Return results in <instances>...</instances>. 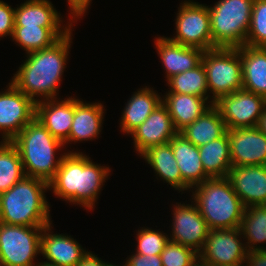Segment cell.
I'll use <instances>...</instances> for the list:
<instances>
[{
	"mask_svg": "<svg viewBox=\"0 0 266 266\" xmlns=\"http://www.w3.org/2000/svg\"><path fill=\"white\" fill-rule=\"evenodd\" d=\"M25 177L17 148L7 141L0 142V194Z\"/></svg>",
	"mask_w": 266,
	"mask_h": 266,
	"instance_id": "obj_31",
	"label": "cell"
},
{
	"mask_svg": "<svg viewBox=\"0 0 266 266\" xmlns=\"http://www.w3.org/2000/svg\"><path fill=\"white\" fill-rule=\"evenodd\" d=\"M50 227L51 224L43 227L41 234L40 251L47 259L45 262L58 266H76L87 251L68 235L52 234V232L49 234Z\"/></svg>",
	"mask_w": 266,
	"mask_h": 266,
	"instance_id": "obj_19",
	"label": "cell"
},
{
	"mask_svg": "<svg viewBox=\"0 0 266 266\" xmlns=\"http://www.w3.org/2000/svg\"><path fill=\"white\" fill-rule=\"evenodd\" d=\"M183 179V191L194 188L208 178L200 159L198 147L178 132L169 141Z\"/></svg>",
	"mask_w": 266,
	"mask_h": 266,
	"instance_id": "obj_18",
	"label": "cell"
},
{
	"mask_svg": "<svg viewBox=\"0 0 266 266\" xmlns=\"http://www.w3.org/2000/svg\"><path fill=\"white\" fill-rule=\"evenodd\" d=\"M49 183L25 176L0 194V222L17 226H48L49 204L44 192Z\"/></svg>",
	"mask_w": 266,
	"mask_h": 266,
	"instance_id": "obj_3",
	"label": "cell"
},
{
	"mask_svg": "<svg viewBox=\"0 0 266 266\" xmlns=\"http://www.w3.org/2000/svg\"><path fill=\"white\" fill-rule=\"evenodd\" d=\"M137 251L142 255H160L170 238L165 233L152 229L143 228L137 233Z\"/></svg>",
	"mask_w": 266,
	"mask_h": 266,
	"instance_id": "obj_35",
	"label": "cell"
},
{
	"mask_svg": "<svg viewBox=\"0 0 266 266\" xmlns=\"http://www.w3.org/2000/svg\"><path fill=\"white\" fill-rule=\"evenodd\" d=\"M176 17L177 35L171 41L203 51L213 49L208 6L184 1Z\"/></svg>",
	"mask_w": 266,
	"mask_h": 266,
	"instance_id": "obj_9",
	"label": "cell"
},
{
	"mask_svg": "<svg viewBox=\"0 0 266 266\" xmlns=\"http://www.w3.org/2000/svg\"><path fill=\"white\" fill-rule=\"evenodd\" d=\"M240 230L243 237L247 238L248 242L245 243L248 251L266 249L256 244L266 242V207L263 205L245 207Z\"/></svg>",
	"mask_w": 266,
	"mask_h": 266,
	"instance_id": "obj_30",
	"label": "cell"
},
{
	"mask_svg": "<svg viewBox=\"0 0 266 266\" xmlns=\"http://www.w3.org/2000/svg\"><path fill=\"white\" fill-rule=\"evenodd\" d=\"M228 266V265H227ZM229 266H244V265H229Z\"/></svg>",
	"mask_w": 266,
	"mask_h": 266,
	"instance_id": "obj_45",
	"label": "cell"
},
{
	"mask_svg": "<svg viewBox=\"0 0 266 266\" xmlns=\"http://www.w3.org/2000/svg\"><path fill=\"white\" fill-rule=\"evenodd\" d=\"M177 133L167 107L161 103L131 135L140 155L149 147L169 143Z\"/></svg>",
	"mask_w": 266,
	"mask_h": 266,
	"instance_id": "obj_15",
	"label": "cell"
},
{
	"mask_svg": "<svg viewBox=\"0 0 266 266\" xmlns=\"http://www.w3.org/2000/svg\"><path fill=\"white\" fill-rule=\"evenodd\" d=\"M126 266H163L160 255H142L134 253L126 261Z\"/></svg>",
	"mask_w": 266,
	"mask_h": 266,
	"instance_id": "obj_37",
	"label": "cell"
},
{
	"mask_svg": "<svg viewBox=\"0 0 266 266\" xmlns=\"http://www.w3.org/2000/svg\"><path fill=\"white\" fill-rule=\"evenodd\" d=\"M43 227L0 222V266H36L34 258L41 253Z\"/></svg>",
	"mask_w": 266,
	"mask_h": 266,
	"instance_id": "obj_8",
	"label": "cell"
},
{
	"mask_svg": "<svg viewBox=\"0 0 266 266\" xmlns=\"http://www.w3.org/2000/svg\"><path fill=\"white\" fill-rule=\"evenodd\" d=\"M157 53L166 70L167 80L174 75L191 70L201 63L204 51L175 43L167 37H157Z\"/></svg>",
	"mask_w": 266,
	"mask_h": 266,
	"instance_id": "obj_20",
	"label": "cell"
},
{
	"mask_svg": "<svg viewBox=\"0 0 266 266\" xmlns=\"http://www.w3.org/2000/svg\"><path fill=\"white\" fill-rule=\"evenodd\" d=\"M194 188L192 199L210 230L240 228L245 206L227 177L208 178Z\"/></svg>",
	"mask_w": 266,
	"mask_h": 266,
	"instance_id": "obj_5",
	"label": "cell"
},
{
	"mask_svg": "<svg viewBox=\"0 0 266 266\" xmlns=\"http://www.w3.org/2000/svg\"><path fill=\"white\" fill-rule=\"evenodd\" d=\"M167 81L170 87L168 92L195 95L206 100L209 98L206 72L202 62L191 70L172 76Z\"/></svg>",
	"mask_w": 266,
	"mask_h": 266,
	"instance_id": "obj_32",
	"label": "cell"
},
{
	"mask_svg": "<svg viewBox=\"0 0 266 266\" xmlns=\"http://www.w3.org/2000/svg\"><path fill=\"white\" fill-rule=\"evenodd\" d=\"M226 132L227 127L225 122L214 105L206 110L192 124L180 131L182 135L197 147L222 137Z\"/></svg>",
	"mask_w": 266,
	"mask_h": 266,
	"instance_id": "obj_25",
	"label": "cell"
},
{
	"mask_svg": "<svg viewBox=\"0 0 266 266\" xmlns=\"http://www.w3.org/2000/svg\"><path fill=\"white\" fill-rule=\"evenodd\" d=\"M15 8L0 0V37H12L14 29Z\"/></svg>",
	"mask_w": 266,
	"mask_h": 266,
	"instance_id": "obj_36",
	"label": "cell"
},
{
	"mask_svg": "<svg viewBox=\"0 0 266 266\" xmlns=\"http://www.w3.org/2000/svg\"><path fill=\"white\" fill-rule=\"evenodd\" d=\"M160 256L163 266H192L199 258L198 253L192 248L171 240Z\"/></svg>",
	"mask_w": 266,
	"mask_h": 266,
	"instance_id": "obj_34",
	"label": "cell"
},
{
	"mask_svg": "<svg viewBox=\"0 0 266 266\" xmlns=\"http://www.w3.org/2000/svg\"><path fill=\"white\" fill-rule=\"evenodd\" d=\"M227 178L245 207L264 205L266 165L232 167Z\"/></svg>",
	"mask_w": 266,
	"mask_h": 266,
	"instance_id": "obj_16",
	"label": "cell"
},
{
	"mask_svg": "<svg viewBox=\"0 0 266 266\" xmlns=\"http://www.w3.org/2000/svg\"><path fill=\"white\" fill-rule=\"evenodd\" d=\"M208 91L213 94L211 105L220 97L243 89L242 61L237 48L216 47L204 51L201 60Z\"/></svg>",
	"mask_w": 266,
	"mask_h": 266,
	"instance_id": "obj_7",
	"label": "cell"
},
{
	"mask_svg": "<svg viewBox=\"0 0 266 266\" xmlns=\"http://www.w3.org/2000/svg\"><path fill=\"white\" fill-rule=\"evenodd\" d=\"M162 103L167 107L173 124L178 132L192 124L212 105L207 100L195 95L168 92Z\"/></svg>",
	"mask_w": 266,
	"mask_h": 266,
	"instance_id": "obj_23",
	"label": "cell"
},
{
	"mask_svg": "<svg viewBox=\"0 0 266 266\" xmlns=\"http://www.w3.org/2000/svg\"><path fill=\"white\" fill-rule=\"evenodd\" d=\"M172 235L170 240L192 248L199 253L210 231L197 205L177 204L173 209Z\"/></svg>",
	"mask_w": 266,
	"mask_h": 266,
	"instance_id": "obj_13",
	"label": "cell"
},
{
	"mask_svg": "<svg viewBox=\"0 0 266 266\" xmlns=\"http://www.w3.org/2000/svg\"><path fill=\"white\" fill-rule=\"evenodd\" d=\"M109 172V167L93 163L82 152L71 151L63 154L49 189L60 199L92 209Z\"/></svg>",
	"mask_w": 266,
	"mask_h": 266,
	"instance_id": "obj_2",
	"label": "cell"
},
{
	"mask_svg": "<svg viewBox=\"0 0 266 266\" xmlns=\"http://www.w3.org/2000/svg\"><path fill=\"white\" fill-rule=\"evenodd\" d=\"M35 115L36 102L12 83H9L5 92H0V130L3 131V141L10 142Z\"/></svg>",
	"mask_w": 266,
	"mask_h": 266,
	"instance_id": "obj_12",
	"label": "cell"
},
{
	"mask_svg": "<svg viewBox=\"0 0 266 266\" xmlns=\"http://www.w3.org/2000/svg\"><path fill=\"white\" fill-rule=\"evenodd\" d=\"M74 117V98L40 100L36 102L35 118L58 140L69 138Z\"/></svg>",
	"mask_w": 266,
	"mask_h": 266,
	"instance_id": "obj_17",
	"label": "cell"
},
{
	"mask_svg": "<svg viewBox=\"0 0 266 266\" xmlns=\"http://www.w3.org/2000/svg\"><path fill=\"white\" fill-rule=\"evenodd\" d=\"M71 31L52 46L28 53L27 59L13 76L11 83L33 101H40L39 96L44 100L57 99L56 92L72 43ZM36 96L38 99L34 98Z\"/></svg>",
	"mask_w": 266,
	"mask_h": 266,
	"instance_id": "obj_1",
	"label": "cell"
},
{
	"mask_svg": "<svg viewBox=\"0 0 266 266\" xmlns=\"http://www.w3.org/2000/svg\"><path fill=\"white\" fill-rule=\"evenodd\" d=\"M68 25L65 28L64 26H14L12 40L24 48L28 54L52 46L71 30L72 22Z\"/></svg>",
	"mask_w": 266,
	"mask_h": 266,
	"instance_id": "obj_26",
	"label": "cell"
},
{
	"mask_svg": "<svg viewBox=\"0 0 266 266\" xmlns=\"http://www.w3.org/2000/svg\"><path fill=\"white\" fill-rule=\"evenodd\" d=\"M241 235L240 228L210 230L199 259L211 266L243 265L248 250Z\"/></svg>",
	"mask_w": 266,
	"mask_h": 266,
	"instance_id": "obj_11",
	"label": "cell"
},
{
	"mask_svg": "<svg viewBox=\"0 0 266 266\" xmlns=\"http://www.w3.org/2000/svg\"><path fill=\"white\" fill-rule=\"evenodd\" d=\"M76 266H108V263L101 261L95 254L87 252Z\"/></svg>",
	"mask_w": 266,
	"mask_h": 266,
	"instance_id": "obj_40",
	"label": "cell"
},
{
	"mask_svg": "<svg viewBox=\"0 0 266 266\" xmlns=\"http://www.w3.org/2000/svg\"><path fill=\"white\" fill-rule=\"evenodd\" d=\"M71 10L72 22L74 18H81L88 9L91 0H67ZM75 16V17H74Z\"/></svg>",
	"mask_w": 266,
	"mask_h": 266,
	"instance_id": "obj_39",
	"label": "cell"
},
{
	"mask_svg": "<svg viewBox=\"0 0 266 266\" xmlns=\"http://www.w3.org/2000/svg\"><path fill=\"white\" fill-rule=\"evenodd\" d=\"M61 15L49 0H28L15 8V26L61 27Z\"/></svg>",
	"mask_w": 266,
	"mask_h": 266,
	"instance_id": "obj_28",
	"label": "cell"
},
{
	"mask_svg": "<svg viewBox=\"0 0 266 266\" xmlns=\"http://www.w3.org/2000/svg\"><path fill=\"white\" fill-rule=\"evenodd\" d=\"M254 0H219L208 6L213 48L246 45Z\"/></svg>",
	"mask_w": 266,
	"mask_h": 266,
	"instance_id": "obj_6",
	"label": "cell"
},
{
	"mask_svg": "<svg viewBox=\"0 0 266 266\" xmlns=\"http://www.w3.org/2000/svg\"><path fill=\"white\" fill-rule=\"evenodd\" d=\"M256 127L266 136V107L259 117Z\"/></svg>",
	"mask_w": 266,
	"mask_h": 266,
	"instance_id": "obj_41",
	"label": "cell"
},
{
	"mask_svg": "<svg viewBox=\"0 0 266 266\" xmlns=\"http://www.w3.org/2000/svg\"><path fill=\"white\" fill-rule=\"evenodd\" d=\"M192 266H211L208 263H205L203 261H201L199 258L197 259V261L192 265Z\"/></svg>",
	"mask_w": 266,
	"mask_h": 266,
	"instance_id": "obj_42",
	"label": "cell"
},
{
	"mask_svg": "<svg viewBox=\"0 0 266 266\" xmlns=\"http://www.w3.org/2000/svg\"><path fill=\"white\" fill-rule=\"evenodd\" d=\"M103 113L104 106L101 103H84L74 97V117L69 138L63 144L70 141H87L98 137L102 130Z\"/></svg>",
	"mask_w": 266,
	"mask_h": 266,
	"instance_id": "obj_21",
	"label": "cell"
},
{
	"mask_svg": "<svg viewBox=\"0 0 266 266\" xmlns=\"http://www.w3.org/2000/svg\"><path fill=\"white\" fill-rule=\"evenodd\" d=\"M214 106L227 129L256 127L266 107V98L245 89L220 97Z\"/></svg>",
	"mask_w": 266,
	"mask_h": 266,
	"instance_id": "obj_10",
	"label": "cell"
},
{
	"mask_svg": "<svg viewBox=\"0 0 266 266\" xmlns=\"http://www.w3.org/2000/svg\"><path fill=\"white\" fill-rule=\"evenodd\" d=\"M18 150L25 176L50 182L59 168L62 156L56 150L64 144L34 118L11 141Z\"/></svg>",
	"mask_w": 266,
	"mask_h": 266,
	"instance_id": "obj_4",
	"label": "cell"
},
{
	"mask_svg": "<svg viewBox=\"0 0 266 266\" xmlns=\"http://www.w3.org/2000/svg\"><path fill=\"white\" fill-rule=\"evenodd\" d=\"M246 45L266 47V0H254Z\"/></svg>",
	"mask_w": 266,
	"mask_h": 266,
	"instance_id": "obj_33",
	"label": "cell"
},
{
	"mask_svg": "<svg viewBox=\"0 0 266 266\" xmlns=\"http://www.w3.org/2000/svg\"><path fill=\"white\" fill-rule=\"evenodd\" d=\"M246 266H266V249H257L247 252Z\"/></svg>",
	"mask_w": 266,
	"mask_h": 266,
	"instance_id": "obj_38",
	"label": "cell"
},
{
	"mask_svg": "<svg viewBox=\"0 0 266 266\" xmlns=\"http://www.w3.org/2000/svg\"><path fill=\"white\" fill-rule=\"evenodd\" d=\"M242 61L243 89L266 98V47L237 48Z\"/></svg>",
	"mask_w": 266,
	"mask_h": 266,
	"instance_id": "obj_22",
	"label": "cell"
},
{
	"mask_svg": "<svg viewBox=\"0 0 266 266\" xmlns=\"http://www.w3.org/2000/svg\"><path fill=\"white\" fill-rule=\"evenodd\" d=\"M141 156L163 181L175 190L183 191V179L170 143L149 147Z\"/></svg>",
	"mask_w": 266,
	"mask_h": 266,
	"instance_id": "obj_27",
	"label": "cell"
},
{
	"mask_svg": "<svg viewBox=\"0 0 266 266\" xmlns=\"http://www.w3.org/2000/svg\"><path fill=\"white\" fill-rule=\"evenodd\" d=\"M232 167L266 165V136L257 127L227 129Z\"/></svg>",
	"mask_w": 266,
	"mask_h": 266,
	"instance_id": "obj_14",
	"label": "cell"
},
{
	"mask_svg": "<svg viewBox=\"0 0 266 266\" xmlns=\"http://www.w3.org/2000/svg\"><path fill=\"white\" fill-rule=\"evenodd\" d=\"M36 266H58V265L50 264L47 262H41V263L37 264Z\"/></svg>",
	"mask_w": 266,
	"mask_h": 266,
	"instance_id": "obj_43",
	"label": "cell"
},
{
	"mask_svg": "<svg viewBox=\"0 0 266 266\" xmlns=\"http://www.w3.org/2000/svg\"><path fill=\"white\" fill-rule=\"evenodd\" d=\"M108 266H118V265H112V264H110V263H108ZM123 266H126V265H123Z\"/></svg>",
	"mask_w": 266,
	"mask_h": 266,
	"instance_id": "obj_44",
	"label": "cell"
},
{
	"mask_svg": "<svg viewBox=\"0 0 266 266\" xmlns=\"http://www.w3.org/2000/svg\"><path fill=\"white\" fill-rule=\"evenodd\" d=\"M204 171L211 177H227L232 168L227 132L220 138L198 147Z\"/></svg>",
	"mask_w": 266,
	"mask_h": 266,
	"instance_id": "obj_29",
	"label": "cell"
},
{
	"mask_svg": "<svg viewBox=\"0 0 266 266\" xmlns=\"http://www.w3.org/2000/svg\"><path fill=\"white\" fill-rule=\"evenodd\" d=\"M162 103V98L153 89L145 86L133 94L123 110L121 130L131 134Z\"/></svg>",
	"mask_w": 266,
	"mask_h": 266,
	"instance_id": "obj_24",
	"label": "cell"
}]
</instances>
